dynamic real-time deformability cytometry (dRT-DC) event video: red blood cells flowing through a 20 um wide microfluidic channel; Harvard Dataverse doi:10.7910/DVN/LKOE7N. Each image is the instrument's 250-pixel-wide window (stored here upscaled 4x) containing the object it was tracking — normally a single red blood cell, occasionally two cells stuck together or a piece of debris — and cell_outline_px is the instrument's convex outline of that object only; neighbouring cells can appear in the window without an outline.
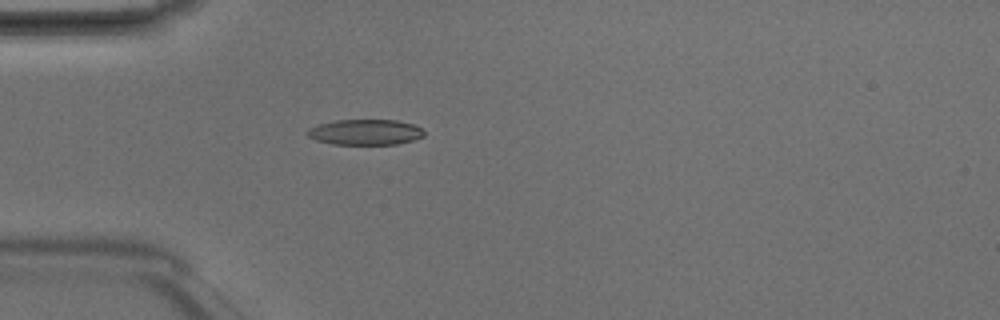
{"species": "Egyptian fruit bat (a non-hibernating species)", "species_latin": "Rousettus aegyptiacus", "temperature_condition": "room temperature", "stored_images_in_passage": 3, "camera_frame_rate_fps": 3000, "um_per_image_px": 0.085, "animal": {"sex": "male"}, "frame": {"image": 1, "passage_image": 3, "time_ms": 0.667, "image_size_px": [1000, 320], "cell_outline_px": [[424, 136], [412, 140], [396, 144], [332, 144], [316, 140], [308, 136], [308, 128], [320, 124], [336, 120], [396, 120], [416, 124], [424, 128]], "centroid_in_image_um": [31.1, 11.22], "position_along_channel_um": 53.9, "area_um2": 17.4}}